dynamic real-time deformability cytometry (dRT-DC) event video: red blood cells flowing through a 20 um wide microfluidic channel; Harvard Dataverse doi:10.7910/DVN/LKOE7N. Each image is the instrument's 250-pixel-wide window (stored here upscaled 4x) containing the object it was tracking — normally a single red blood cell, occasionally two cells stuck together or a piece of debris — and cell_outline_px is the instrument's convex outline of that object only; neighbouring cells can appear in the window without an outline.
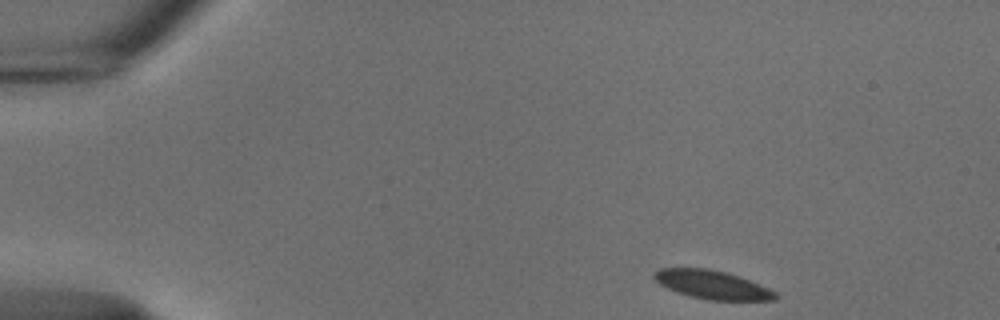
{"species": "common noctule bat (a hibernating species)", "species_latin": "Nyctalus noctula", "temperature_condition": "cold", "stored_images_in_passage": 48, "camera_frame_rate_fps": 3000, "um_per_image_px": 0.085, "animal": {"sex": "male", "body_mass_g": 18.8}, "frame": {"image": 1, "passage_image": 1, "time_ms": 0.0, "image_size_px": [1000, 320], "cell_outline_px": [[780, 296], [776, 300], [708, 300], [676, 292], [660, 284], [652, 276], [660, 268], [708, 268], [728, 272], [768, 288], [776, 292]], "centroid_in_image_um": [60.56, 24.2], "position_along_channel_um": 24.4, "area_um2": 20.06}}
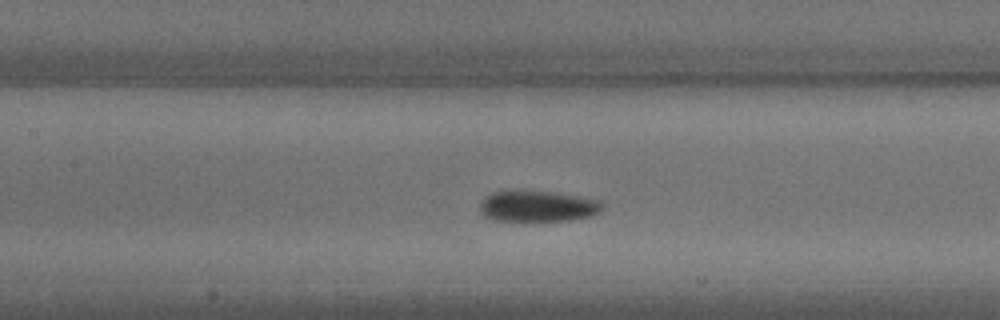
{"frame": {"image": 2, "passage_image": 19, "time_ms": 6.0, "image_size_px": [1000, 320], "cell_outline_px": [[604, 204], [600, 212], [592, 216], [568, 220], [524, 224], [492, 220], [484, 216], [480, 212], [480, 204], [484, 196], [492, 192], [516, 188], [552, 192], [580, 196], [600, 200]], "centroid_in_image_um": [45.63, 17.55], "position_along_channel_um": 161.8, "area_um2": 23.81}}
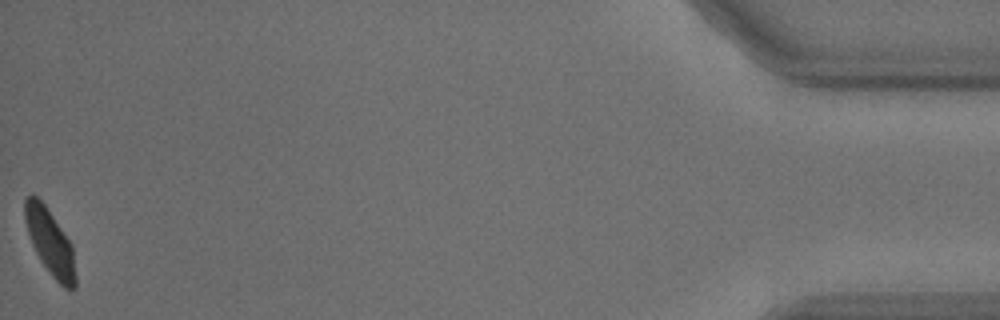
{"frame": {"image": 3, "passage_image": 48, "time_ms": 15.667, "image_size_px": [1000, 320], "cell_outline_px": [[76, 288], [72, 292], [64, 288], [52, 276], [40, 260], [32, 244], [24, 220], [24, 200], [28, 196], [36, 196], [44, 204], [72, 244], [76, 276]], "centroid_in_image_um": [4.27, 20.64], "position_along_channel_um": 430.9, "area_um2": 19.36}, "authors_computed_cell_mechanics": {"area_um2": 21.2704, "velocity_mm_per_s": 3.7036, "shape_relaxation_time_tau1_ms": 2.873, "shape_relaxation_time_tau2_ms": null, "deformation_change_tau1": 0.0786, "deformation_change_tau2": null}}